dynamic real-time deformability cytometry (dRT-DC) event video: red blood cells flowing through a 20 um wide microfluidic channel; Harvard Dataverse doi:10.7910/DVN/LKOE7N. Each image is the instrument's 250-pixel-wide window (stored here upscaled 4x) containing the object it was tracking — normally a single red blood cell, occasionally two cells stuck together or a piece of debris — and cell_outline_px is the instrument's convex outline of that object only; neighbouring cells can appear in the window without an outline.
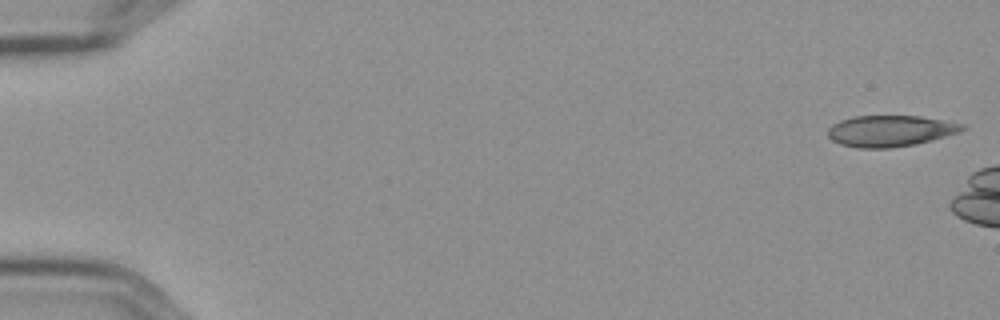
{"species": "Egyptian fruit bat (a non-hibernating species)", "species_latin": "Rousettus aegyptiacus", "temperature_condition": "cold", "stored_images_in_passage": 6, "camera_frame_rate_fps": 3000, "um_per_image_px": 0.085, "frame": {"image": 1, "passage_image": 1, "time_ms": 0.0, "image_size_px": [1000, 320], "cell_outline_px": [[968, 128], [960, 132], [916, 144], [888, 148], [856, 148], [840, 144], [832, 140], [828, 136], [828, 128], [832, 124], [840, 120], [852, 116], [920, 116], [944, 120], [964, 124]], "centroid_in_image_um": [75.67, 11.12], "position_along_channel_um": 9.3, "area_um2": 24.57}}